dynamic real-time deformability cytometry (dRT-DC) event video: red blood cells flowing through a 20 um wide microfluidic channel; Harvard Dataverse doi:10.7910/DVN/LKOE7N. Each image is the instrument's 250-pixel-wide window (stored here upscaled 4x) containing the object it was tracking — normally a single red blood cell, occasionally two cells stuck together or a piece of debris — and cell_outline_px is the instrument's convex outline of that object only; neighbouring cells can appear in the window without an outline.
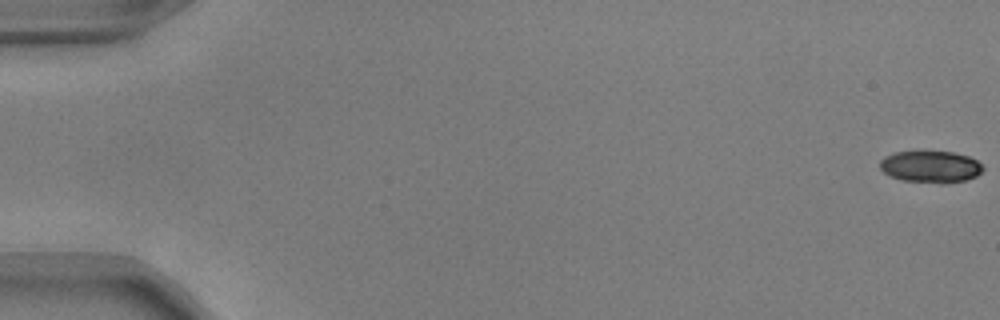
{"species": "common noctule bat (a hibernating species)", "species_latin": "Nyctalus noctula", "temperature_condition": "warm", "stored_images_in_passage": 54, "camera_frame_rate_fps": 3000, "um_per_image_px": 0.085, "animal": {"sex": "male", "body_mass_g": 17.9, "forearm_length_mm": 54.2}, "frame": {"image": 1, "passage_image": 1, "time_ms": 0.0, "image_size_px": [1000, 320], "cell_outline_px": [[984, 168], [976, 176], [964, 180], [948, 184], [940, 184], [904, 180], [888, 176], [880, 168], [880, 160], [884, 156], [896, 152], [916, 148], [952, 152], [968, 156], [976, 160]], "centroid_in_image_um": [79.05, 14.13], "position_along_channel_um": 5.9, "area_um2": 19.88}}
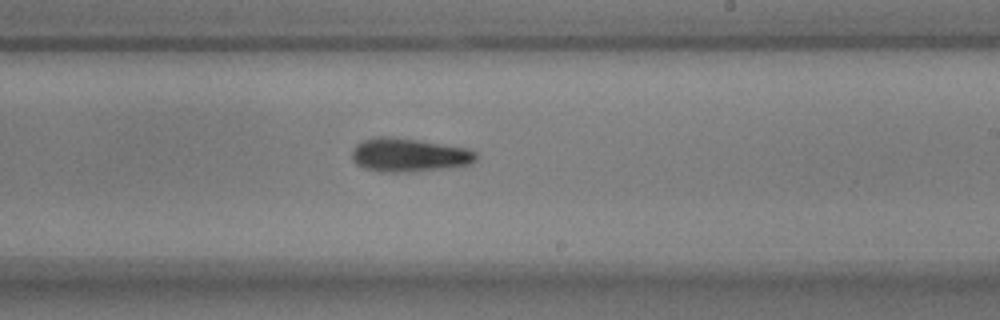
{"frame": {"image": 2, "passage_image": 33, "time_ms": 10.667, "image_size_px": [1000, 320], "cell_outline_px": [[476, 160], [472, 164], [448, 168], [408, 172], [380, 172], [364, 168], [356, 164], [352, 160], [352, 152], [356, 144], [364, 140], [376, 136], [392, 136], [468, 148], [476, 152]], "centroid_in_image_um": [34.75, 13.18], "position_along_channel_um": 254.2, "area_um2": 24.51}}
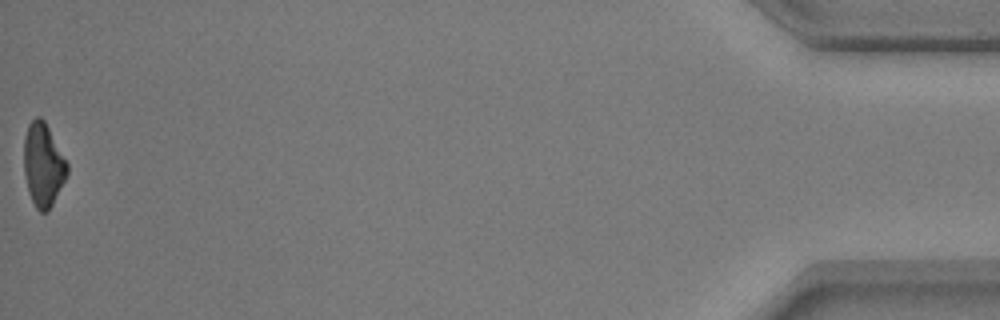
{"frame": {"image": 3, "passage_image": 54, "time_ms": 17.667, "image_size_px": [1000, 320], "cell_outline_px": [[68, 172], [48, 212], [40, 212], [36, 208], [28, 192], [24, 176], [24, 136], [28, 124], [36, 116], [40, 116], [44, 120], [68, 164]], "centroid_in_image_um": [3.64, 14.0], "position_along_channel_um": 431.6, "area_um2": 20.87}, "authors_computed_cell_mechanics": {"area_um2": 22.4553, "velocity_mm_per_s": 3.8396, "shape_relaxation_time_tau1_ms": 2.4032, "shape_relaxation_time_tau2_ms": 3.6966, "deformation_change_tau1": 0.1526, "deformation_change_tau2": 0.132}}